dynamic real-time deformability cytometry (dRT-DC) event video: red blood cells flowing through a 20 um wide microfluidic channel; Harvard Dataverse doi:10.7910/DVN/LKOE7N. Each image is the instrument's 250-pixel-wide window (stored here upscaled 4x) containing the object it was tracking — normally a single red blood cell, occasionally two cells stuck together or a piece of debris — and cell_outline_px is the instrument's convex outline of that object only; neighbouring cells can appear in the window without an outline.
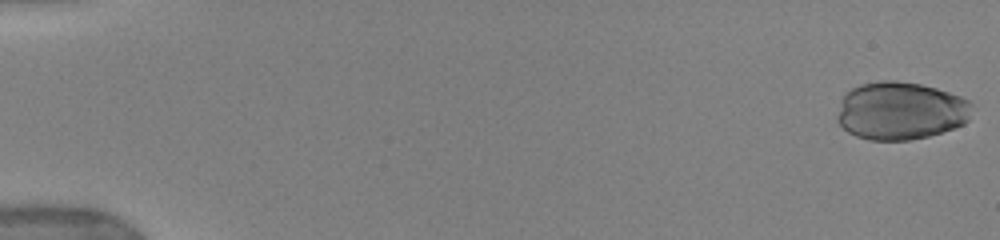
{"species": "human", "species_latin": "Homo sapiens", "temperature_condition": "warm", "stored_images_in_passage": 54, "camera_frame_rate_fps": 3000, "um_per_image_px": 0.085, "donor": {"sex": "female"}, "frame": {"image": 1, "passage_image": 1, "time_ms": 0.0, "image_size_px": [1000, 240], "cell_outline_px": [[972, 104], [968, 120], [964, 124], [928, 136], [908, 140], [868, 140], [856, 136], [848, 132], [836, 120], [836, 116], [844, 92], [860, 84], [880, 80], [896, 80], [920, 84], [936, 88], [960, 96], [968, 100]], "centroid_in_image_um": [76.51, 9.41], "position_along_channel_um": 8.5, "area_um2": 45.6}}
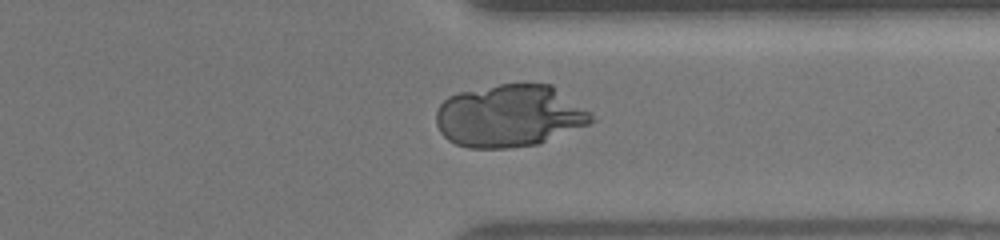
{"frame": {"image": 2, "passage_image": 43, "time_ms": 13.333, "image_size_px": [1000, 240], "cell_outline_px": [[596, 120], [588, 124], [540, 144], [508, 148], [468, 148], [456, 144], [448, 140], [440, 132], [436, 124], [436, 112], [440, 104], [448, 96], [460, 92], [500, 84], [552, 84], [592, 112]], "centroid_in_image_um": [43.33, 9.85], "position_along_channel_um": 368.1, "area_um2": 56.76}}
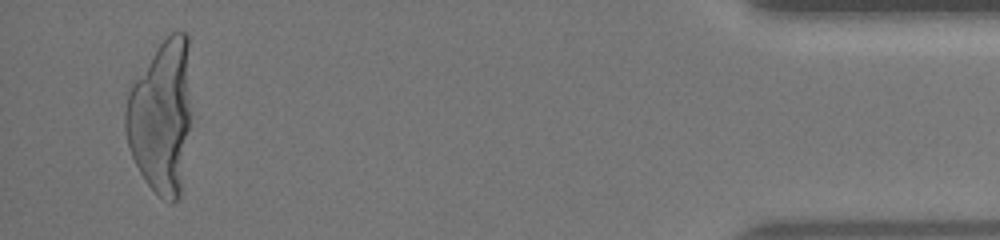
{"frame": {"image": 3, "passage_image": 52, "time_ms": 16.333, "image_size_px": [1000, 240], "cell_outline_px": [[188, 128], [180, 196], [172, 204], [160, 196], [144, 180], [128, 148], [124, 128], [124, 112], [128, 84], [156, 48], [172, 32], [184, 32], [188, 36]], "centroid_in_image_um": [13.62, 9.89], "position_along_channel_um": 421.6, "area_um2": 58.38}}